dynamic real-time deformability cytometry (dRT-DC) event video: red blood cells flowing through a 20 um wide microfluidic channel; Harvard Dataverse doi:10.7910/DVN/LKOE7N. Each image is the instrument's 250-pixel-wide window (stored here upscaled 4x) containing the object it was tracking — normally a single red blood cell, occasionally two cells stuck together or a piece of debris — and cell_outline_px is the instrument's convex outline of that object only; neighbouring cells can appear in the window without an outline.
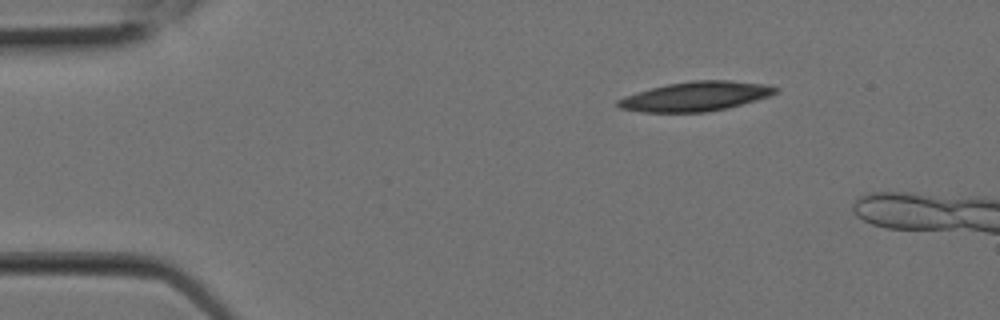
{"species": "Egyptian fruit bat (a non-hibernating species)", "species_latin": "Rousettus aegyptiacus", "temperature_condition": "room temperature", "stored_images_in_passage": 2, "camera_frame_rate_fps": 3000, "um_per_image_px": 0.085, "animal": {"sex": "female"}, "frame": {"image": 1, "passage_image": 1, "time_ms": 0.0, "image_size_px": [1000, 320], "cell_outline_px": [[780, 88], [776, 92], [768, 96], [756, 100], [728, 108], [704, 112], [640, 112], [620, 108], [616, 104], [616, 100], [624, 96], [652, 88], [668, 84], [692, 80], [728, 80], [764, 84]], "centroid_in_image_um": [59.11, 8.19], "position_along_channel_um": 25.9, "area_um2": 26.88}}